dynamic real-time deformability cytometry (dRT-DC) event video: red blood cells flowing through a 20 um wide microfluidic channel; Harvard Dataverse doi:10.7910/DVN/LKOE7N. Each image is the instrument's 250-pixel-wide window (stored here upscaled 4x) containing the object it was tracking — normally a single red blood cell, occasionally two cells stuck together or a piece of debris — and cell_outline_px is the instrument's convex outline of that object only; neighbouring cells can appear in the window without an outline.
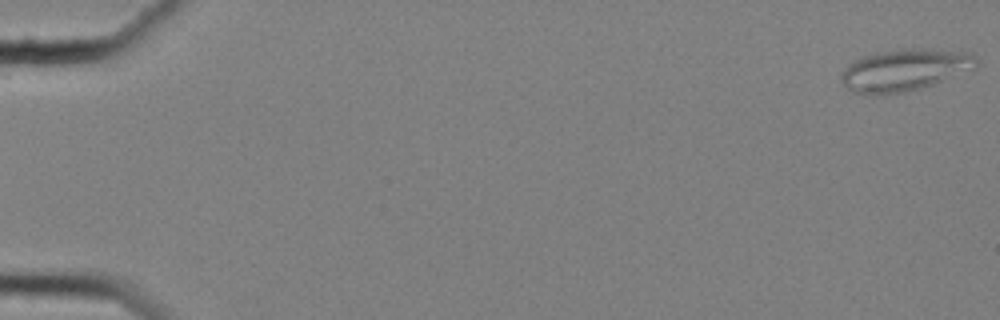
{"species": "common noctule bat (a hibernating species)", "species_latin": "Nyctalus noctula", "temperature_condition": "cold", "stored_images_in_passage": 59, "camera_frame_rate_fps": 3000, "um_per_image_px": 0.085, "animal": {"sex": "female", "body_mass_g": 25.1}, "frame": {"image": 1, "passage_image": 1, "time_ms": 0.0, "image_size_px": [1000, 320], "cell_outline_px": [[976, 64], [932, 84], [920, 88], [904, 92], [872, 96], [868, 96], [852, 92], [840, 80], [840, 72], [856, 60], [864, 56], [876, 52], [908, 48], [924, 48], [968, 52], [976, 60]], "centroid_in_image_um": [76.75, 5.96], "position_along_channel_um": 8.3, "area_um2": 32.31}}
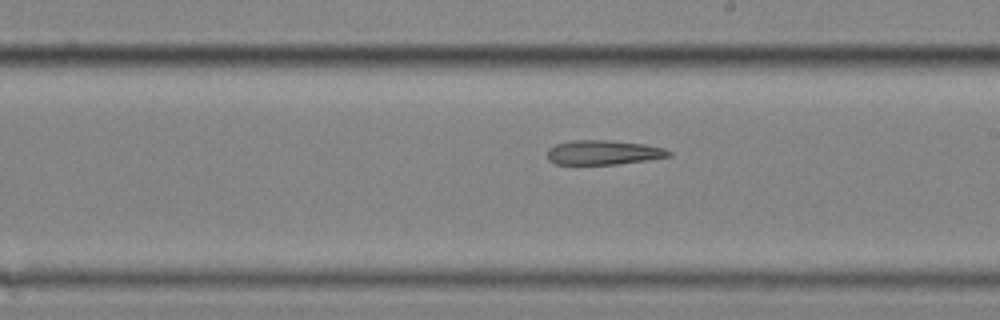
{"frame": {"image": 2, "passage_image": 35, "time_ms": 11.333, "image_size_px": [1000, 320], "cell_outline_px": [[672, 156], [648, 160], [616, 164], [556, 164], [548, 160], [548, 148], [556, 144], [572, 140], [608, 140], [644, 144], [664, 148], [672, 152]], "centroid_in_image_um": [51.3, 12.96], "position_along_channel_um": 237.7, "area_um2": 17.34}}
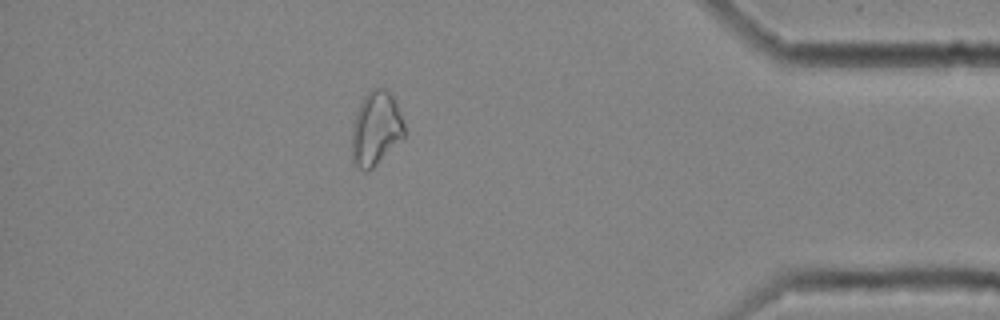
{"frame": {"image": 3, "passage_image": 52, "time_ms": 17.0, "image_size_px": [1000, 320], "cell_outline_px": [[404, 136], [368, 172], [364, 172], [352, 164], [352, 132], [356, 112], [364, 96], [372, 88], [388, 88], [396, 104], [404, 124]], "centroid_in_image_um": [31.92, 10.93], "position_along_channel_um": 403.3, "area_um2": 22.43}}